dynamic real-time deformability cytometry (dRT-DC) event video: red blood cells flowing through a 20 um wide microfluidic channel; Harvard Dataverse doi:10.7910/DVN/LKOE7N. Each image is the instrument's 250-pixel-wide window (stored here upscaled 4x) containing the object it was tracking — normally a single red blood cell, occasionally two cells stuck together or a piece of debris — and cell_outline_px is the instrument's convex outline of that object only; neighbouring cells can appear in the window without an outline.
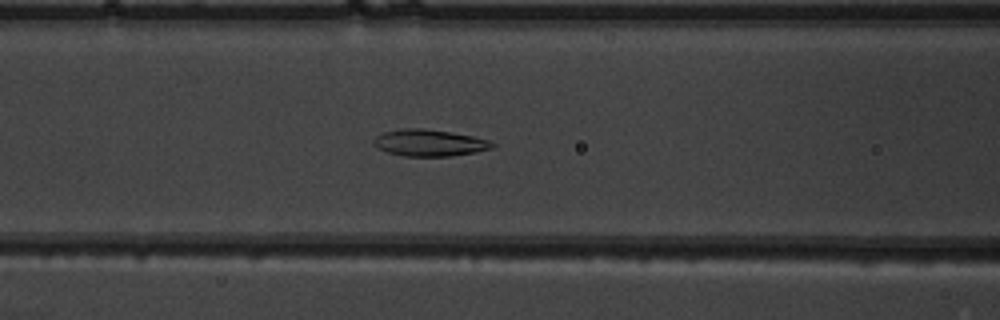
{"species": "common noctule bat (a hibernating species)", "species_latin": "Nyctalus noctula", "temperature_condition": "warm", "stored_images_in_passage": 48, "camera_frame_rate_fps": 3000, "um_per_image_px": 0.085, "animal": {"sex": "male", "body_mass_g": 19.5, "forearm_length_mm": 54.6}, "frame": {"image": 1, "passage_image": 22, "time_ms": 7.0, "image_size_px": [1000, 320], "cell_outline_px": [[496, 144], [492, 148], [476, 152], [452, 156], [404, 156], [388, 152], [376, 148], [372, 144], [372, 140], [376, 136], [384, 132], [400, 128], [420, 128], [448, 132], [472, 136], [488, 140]], "centroid_in_image_um": [36.45, 12.14], "position_along_channel_um": 130.1, "area_um2": 18.44}}
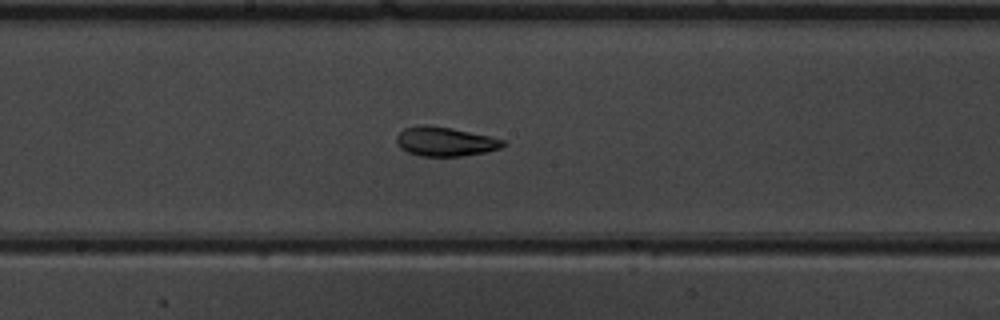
{"frame": {"image": 2, "passage_image": 28, "time_ms": 9.0, "image_size_px": [1000, 320], "cell_outline_px": [[508, 144], [500, 148], [484, 152], [464, 156], [420, 156], [408, 152], [400, 148], [396, 144], [396, 136], [404, 128], [424, 124], [452, 128], [488, 136], [504, 140]], "centroid_in_image_um": [37.81, 12.03], "position_along_channel_um": 210.4, "area_um2": 18.15}}
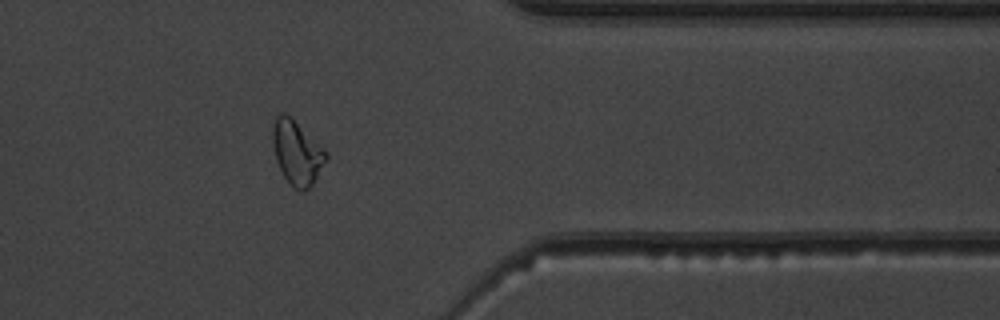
{"frame": {"image": 3, "passage_image": 42, "time_ms": 13.667, "image_size_px": [1000, 320], "cell_outline_px": [[328, 156], [312, 184], [304, 192], [300, 192], [284, 176], [276, 160], [272, 140], [272, 128], [276, 112], [284, 112], [292, 116], [328, 152]], "centroid_in_image_um": [25.22, 12.89], "position_along_channel_um": 386.2, "area_um2": 20.0}, "authors_computed_cell_mechanics": {"area_um2": 19.652, "velocity_mm_per_s": 4.0132, "shape_relaxation_time_tau1_ms": 8.3492, "shape_relaxation_time_tau2_ms": 2.6407, "deformation_change_tau1": 0.2347, "deformation_change_tau2": 0.0699}}